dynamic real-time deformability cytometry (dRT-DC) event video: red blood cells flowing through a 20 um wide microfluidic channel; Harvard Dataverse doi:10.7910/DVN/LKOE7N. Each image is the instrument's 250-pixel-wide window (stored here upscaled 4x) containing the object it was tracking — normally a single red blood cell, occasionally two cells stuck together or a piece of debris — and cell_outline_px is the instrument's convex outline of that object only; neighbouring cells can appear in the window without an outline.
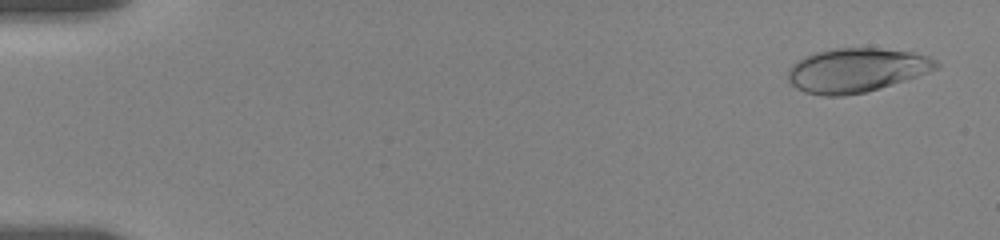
{"species": "human", "species_latin": "Homo sapiens", "temperature_condition": "room temperature", "stored_images_in_passage": 48, "camera_frame_rate_fps": 3000, "um_per_image_px": 0.085, "donor": {"sex": "female"}, "frame": {"image": 1, "passage_image": 3, "time_ms": 0.667, "image_size_px": [1000, 240], "cell_outline_px": [[940, 64], [936, 68], [928, 72], [880, 88], [864, 92], [844, 96], [824, 96], [804, 92], [796, 88], [788, 80], [788, 68], [796, 60], [812, 52], [832, 48], [876, 48], [912, 52], [928, 56], [936, 60]], "centroid_in_image_um": [72.73, 5.96], "position_along_channel_um": 12.3, "area_um2": 38.15}}
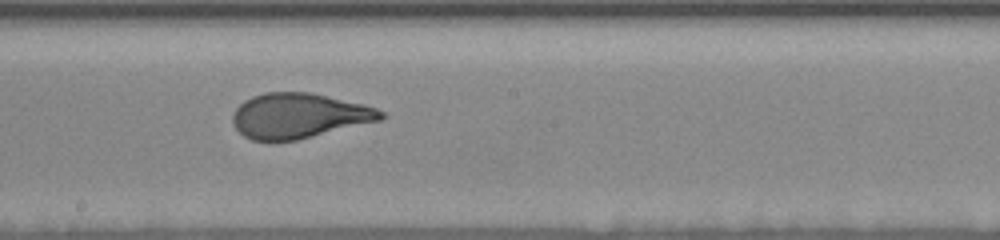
{"frame": {"image": 2, "passage_image": 27, "time_ms": 10.667, "image_size_px": [1000, 240], "cell_outline_px": [[388, 116], [380, 120], [296, 140], [252, 140], [244, 136], [232, 124], [232, 112], [244, 100], [252, 96], [264, 92], [308, 92], [364, 104], [376, 108], [384, 112]], "centroid_in_image_um": [25.39, 9.82], "position_along_channel_um": 222.8, "area_um2": 38.73}}
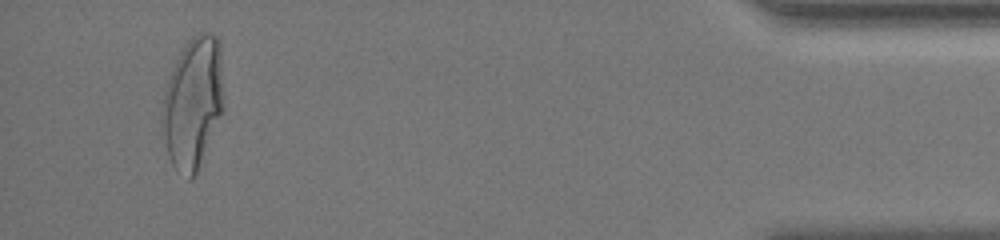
{"frame": {"image": 3, "passage_image": 45, "time_ms": 18.0, "image_size_px": [1000, 240], "cell_outline_px": [[224, 108], [196, 172], [192, 180], [188, 180], [172, 164], [168, 156], [164, 136], [164, 92], [168, 80], [176, 60], [180, 52], [188, 40], [192, 36], [200, 32], [208, 32], [216, 36], [220, 40], [224, 104]], "centroid_in_image_um": [16.44, 8.68], "position_along_channel_um": 418.8, "area_um2": 46.47}, "authors_computed_cell_mechanics": {"area_um2": 39.1884, "velocity_mm_per_s": 3.5172, "shape_relaxation_time_tau1_ms": 4.0284, "shape_relaxation_time_tau2_ms": null, "deformation_change_tau1": 0.1919, "deformation_change_tau2": null}}